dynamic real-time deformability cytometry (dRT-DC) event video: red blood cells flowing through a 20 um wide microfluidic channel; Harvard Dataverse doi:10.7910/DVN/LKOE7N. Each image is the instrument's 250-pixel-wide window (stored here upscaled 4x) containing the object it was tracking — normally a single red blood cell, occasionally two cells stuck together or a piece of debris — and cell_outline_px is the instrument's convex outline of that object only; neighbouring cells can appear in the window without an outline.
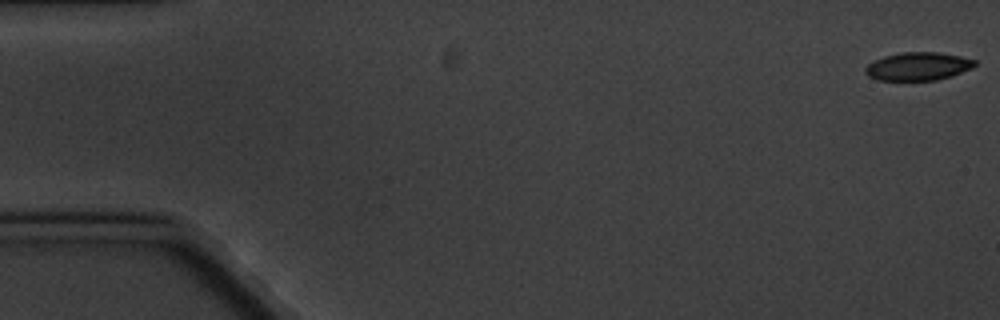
{"species": "common noctule bat (a hibernating species)", "species_latin": "Nyctalus noctula", "temperature_condition": "cold", "stored_images_in_passage": 3, "camera_frame_rate_fps": 3000, "um_per_image_px": 0.085, "animal": {"sex": "male", "body_mass_g": 20.1, "forearm_length_mm": 53.5}, "frame": {"image": 1, "passage_image": 1, "time_ms": 0.0, "image_size_px": [1000, 320], "cell_outline_px": [[976, 64], [972, 68], [952, 76], [936, 80], [876, 80], [868, 76], [864, 72], [864, 68], [868, 64], [884, 56], [900, 52], [940, 52], [960, 56], [976, 60]], "centroid_in_image_um": [78.03, 5.64], "position_along_channel_um": 7.0, "area_um2": 18.03}}